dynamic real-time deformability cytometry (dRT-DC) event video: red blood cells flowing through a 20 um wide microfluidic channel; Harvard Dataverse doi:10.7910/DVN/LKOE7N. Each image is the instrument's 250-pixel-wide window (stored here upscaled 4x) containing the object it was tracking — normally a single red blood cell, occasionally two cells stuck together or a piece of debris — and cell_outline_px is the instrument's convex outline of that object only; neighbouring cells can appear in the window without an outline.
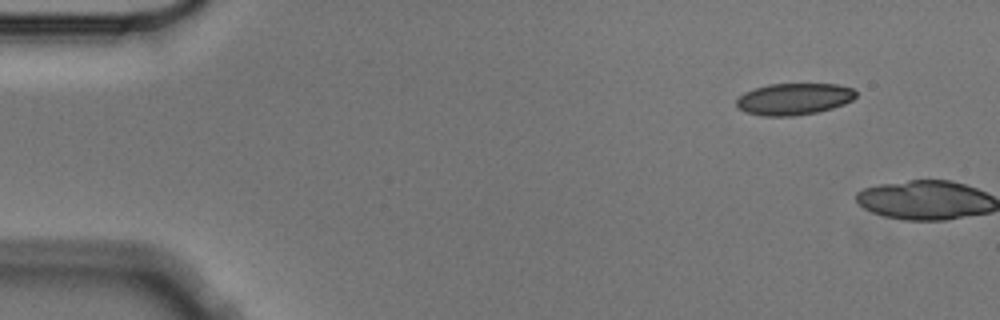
{"species": "Egyptian fruit bat (a non-hibernating species)", "species_latin": "Rousettus aegyptiacus", "temperature_condition": "cold", "stored_images_in_passage": 2, "camera_frame_rate_fps": 3000, "um_per_image_px": 0.085, "animal": {"sex": "male"}, "frame": {"image": 1, "passage_image": 1, "time_ms": 0.0, "image_size_px": [1000, 320], "cell_outline_px": [[856, 96], [852, 100], [844, 104], [832, 108], [816, 112], [792, 116], [760, 116], [744, 112], [736, 108], [736, 100], [744, 92], [768, 84], [836, 84], [852, 88], [856, 92]], "centroid_in_image_um": [67.45, 8.42], "position_along_channel_um": 17.6, "area_um2": 22.14}}